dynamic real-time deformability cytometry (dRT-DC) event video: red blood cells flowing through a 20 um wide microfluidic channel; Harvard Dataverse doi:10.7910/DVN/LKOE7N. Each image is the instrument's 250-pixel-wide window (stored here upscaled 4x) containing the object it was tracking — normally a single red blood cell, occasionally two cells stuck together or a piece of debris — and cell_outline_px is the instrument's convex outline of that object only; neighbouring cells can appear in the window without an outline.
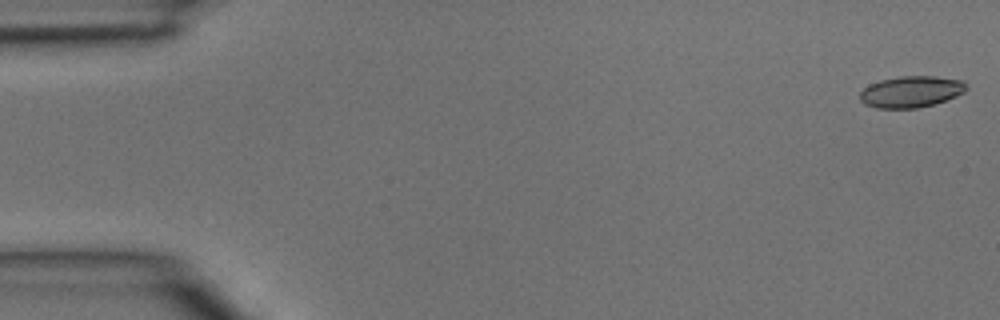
{"species": "common noctule bat (a hibernating species)", "species_latin": "Nyctalus noctula", "temperature_condition": "room temperature", "stored_images_in_passage": 3, "camera_frame_rate_fps": 3000, "um_per_image_px": 0.085, "animal": {"sex": "male", "body_mass_g": 15.6}, "frame": {"image": 1, "passage_image": 1, "time_ms": 0.0, "image_size_px": [1000, 320], "cell_outline_px": [[968, 88], [964, 92], [956, 96], [932, 104], [916, 108], [876, 108], [864, 104], [860, 100], [860, 92], [868, 84], [880, 80], [900, 76], [936, 76], [964, 80], [968, 84]], "centroid_in_image_um": [77.45, 7.78], "position_along_channel_um": 7.6, "area_um2": 19.59}}